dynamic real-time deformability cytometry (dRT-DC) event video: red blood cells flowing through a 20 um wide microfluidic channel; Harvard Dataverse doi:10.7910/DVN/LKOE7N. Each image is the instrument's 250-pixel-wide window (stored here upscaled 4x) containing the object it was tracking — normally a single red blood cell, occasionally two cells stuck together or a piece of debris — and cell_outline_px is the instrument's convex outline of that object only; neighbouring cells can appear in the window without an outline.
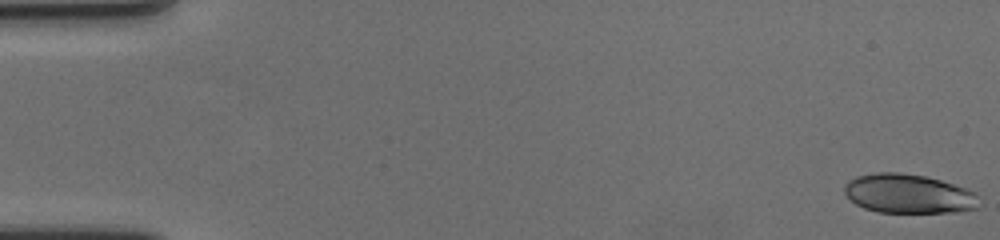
{"species": "human", "species_latin": "Homo sapiens", "temperature_condition": "cold", "stored_images_in_passage": 59, "camera_frame_rate_fps": 3000, "um_per_image_px": 0.085, "donor": {"sex": "female"}, "frame": {"image": 1, "passage_image": 1, "time_ms": 0.0, "image_size_px": [1000, 240], "cell_outline_px": [[984, 204], [980, 208], [960, 212], [876, 212], [864, 208], [856, 204], [844, 192], [844, 184], [848, 180], [856, 176], [876, 172], [900, 172], [924, 176], [940, 180], [976, 192]], "centroid_in_image_um": [77.28, 16.48], "position_along_channel_um": 7.7, "area_um2": 31.15}}
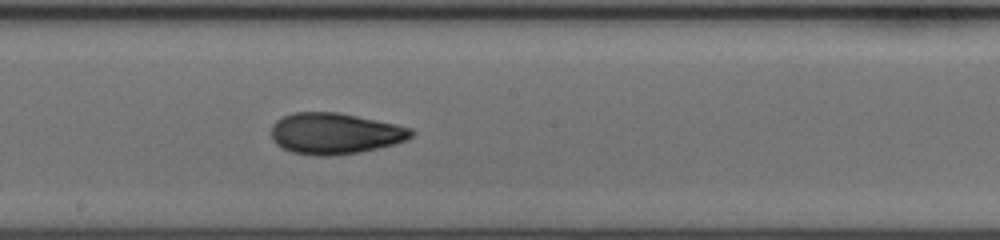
{"frame": {"image": 2, "passage_image": 33, "time_ms": 10.667, "image_size_px": [1000, 240], "cell_outline_px": [[416, 132], [408, 140], [360, 152], [336, 156], [316, 156], [292, 152], [276, 144], [272, 140], [272, 124], [276, 120], [292, 112], [336, 112], [396, 124], [412, 128]], "centroid_in_image_um": [28.47, 11.35], "position_along_channel_um": 219.7, "area_um2": 33.64}}
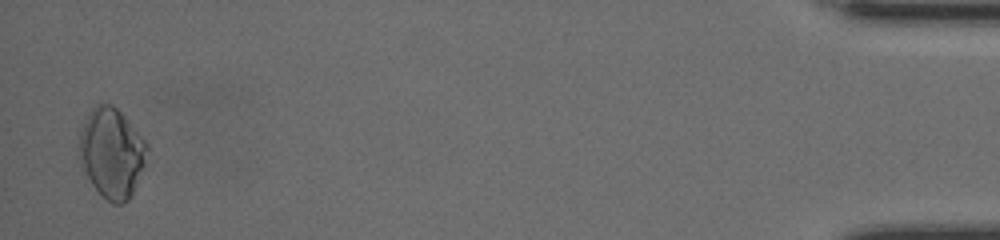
{"frame": {"image": 3, "passage_image": 58, "time_ms": 19.0, "image_size_px": [1000, 240], "cell_outline_px": [[148, 148], [144, 164], [136, 184], [128, 200], [124, 204], [112, 204], [80, 172], [76, 156], [80, 132], [88, 112], [100, 100], [112, 104], [128, 120], [144, 140]], "centroid_in_image_um": [9.41, 12.98], "position_along_channel_um": 425.8, "area_um2": 36.01}, "authors_computed_cell_mechanics": {"area_um2": 32.4258, "velocity_mm_per_s": 3.5343, "shape_relaxation_time_tau1_ms": null, "shape_relaxation_time_tau2_ms": 1.8436, "deformation_change_tau1": null, "deformation_change_tau2": 0.0615}}